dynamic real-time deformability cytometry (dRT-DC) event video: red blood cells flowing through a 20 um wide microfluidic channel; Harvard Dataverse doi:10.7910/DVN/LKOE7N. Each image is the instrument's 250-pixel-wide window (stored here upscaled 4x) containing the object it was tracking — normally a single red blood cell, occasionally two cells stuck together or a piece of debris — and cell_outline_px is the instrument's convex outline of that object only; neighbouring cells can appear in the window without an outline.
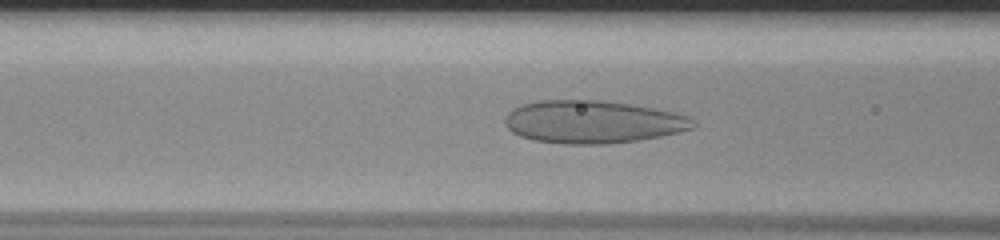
{"species": "human", "species_latin": "Homo sapiens", "temperature_condition": "room temperature", "stored_images_in_passage": 55, "camera_frame_rate_fps": 3000, "um_per_image_px": 0.085, "donor": {"sex": "male"}, "frame": {"image": 1, "passage_image": 23, "time_ms": 7.333, "image_size_px": [1000, 240], "cell_outline_px": [[696, 128], [680, 132], [640, 140], [608, 144], [564, 144], [532, 140], [520, 136], [512, 132], [504, 124], [504, 116], [512, 108], [520, 104], [540, 100], [600, 100], [632, 104], [656, 108], [692, 116], [696, 120]], "centroid_in_image_um": [50.41, 10.36], "position_along_channel_um": 116.2, "area_um2": 47.69}}
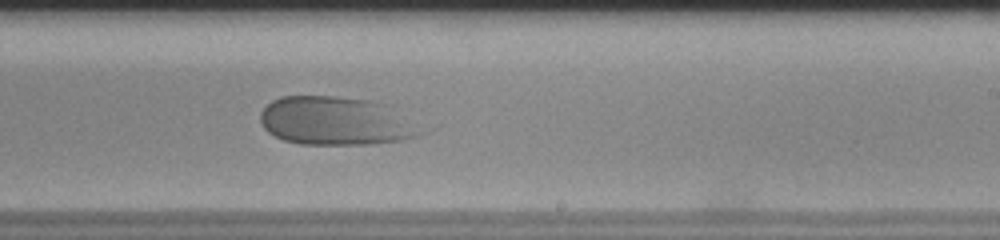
{"frame": {"image": 2, "passage_image": 35, "time_ms": 11.333, "image_size_px": [1000, 240], "cell_outline_px": [[440, 124], [436, 128], [428, 132], [404, 140], [372, 144], [300, 144], [284, 140], [268, 132], [264, 128], [260, 120], [260, 112], [272, 100], [280, 96], [336, 96], [372, 100], [392, 104]], "centroid_in_image_um": [28.96, 10.27], "position_along_channel_um": 260.0, "area_um2": 48.49}}
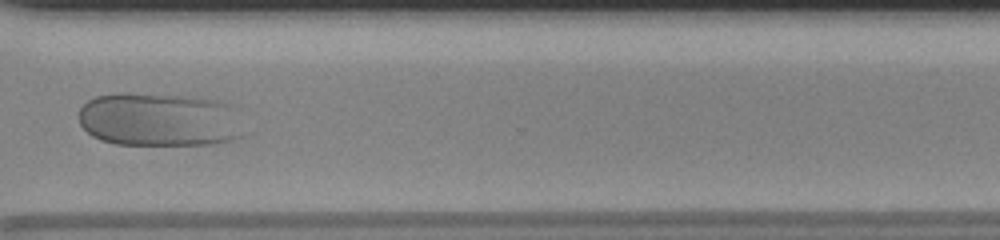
{"frame": {"image": 3, "passage_image": 43, "time_ms": 14.0, "image_size_px": [1000, 240], "cell_outline_px": [[244, 136], [232, 140], [212, 144], [116, 144], [100, 140], [92, 136], [80, 124], [80, 108], [88, 100], [96, 96], [200, 96], [220, 100], [232, 104], [236, 108]], "centroid_in_image_um": [13.65, 10.2], "position_along_channel_um": 356.9, "area_um2": 51.1}}